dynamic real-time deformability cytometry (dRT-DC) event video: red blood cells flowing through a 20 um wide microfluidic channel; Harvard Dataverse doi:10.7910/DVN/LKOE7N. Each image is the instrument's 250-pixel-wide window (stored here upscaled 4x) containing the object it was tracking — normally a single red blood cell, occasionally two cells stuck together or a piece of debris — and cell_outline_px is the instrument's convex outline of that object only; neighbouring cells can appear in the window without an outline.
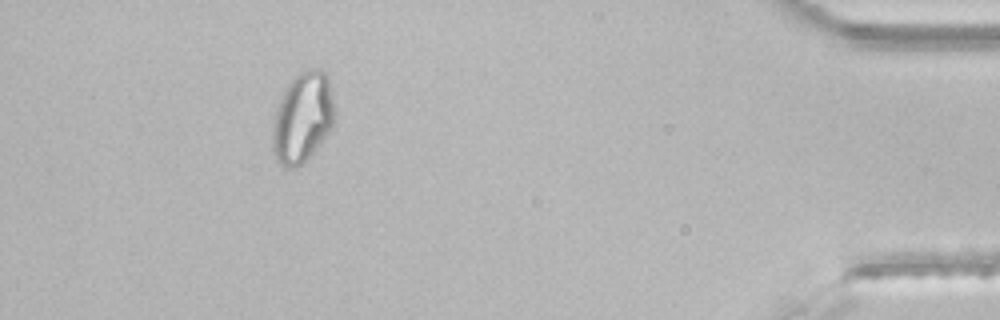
{"species": "common noctule bat (a hibernating species)", "species_latin": "Nyctalus noctula", "temperature_condition": "room temperature", "stored_images_in_passage": 39, "segment_of_instrument_passage": [2, 2], "camera_frame_rate_fps": 3000, "um_per_image_px": 0.085, "animal": {"sex": "male", "body_mass_g": 21.5, "forearm_length_mm": 52.0}, "frame": {"image": 1, "passage_image": 35, "time_ms": 11.333, "image_size_px": [1000, 320], "cell_outline_px": [[336, 112], [332, 128], [320, 144], [296, 168], [284, 168], [276, 160], [272, 148], [272, 124], [276, 108], [280, 96], [284, 88], [300, 72], [308, 68], [320, 68], [328, 76], [332, 92]], "centroid_in_image_um": [25.72, 9.97], "position_along_channel_um": 409.5, "area_um2": 33.12}}